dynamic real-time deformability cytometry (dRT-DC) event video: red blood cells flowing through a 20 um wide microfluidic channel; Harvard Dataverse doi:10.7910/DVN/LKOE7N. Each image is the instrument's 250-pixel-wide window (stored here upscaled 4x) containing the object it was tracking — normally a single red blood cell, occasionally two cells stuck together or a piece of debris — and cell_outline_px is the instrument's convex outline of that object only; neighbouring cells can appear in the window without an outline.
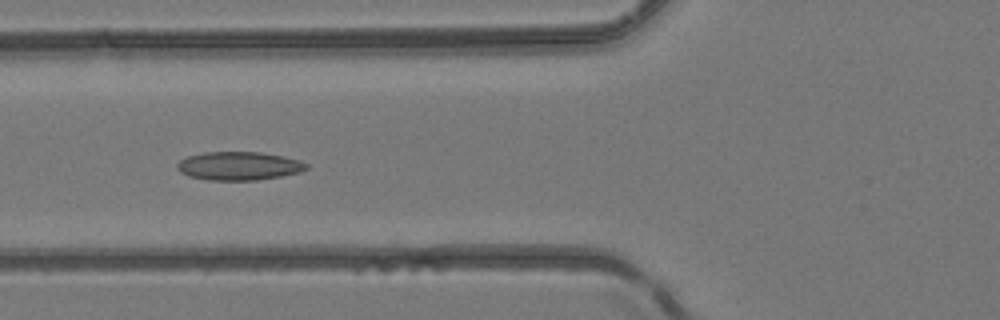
{"species": "common noctule bat (a hibernating species)", "species_latin": "Nyctalus noctula", "temperature_condition": "room temperature", "stored_images_in_passage": 5, "camera_frame_rate_fps": 3000, "um_per_image_px": 0.085, "animal": {"sex": "female", "body_mass_g": 24.6, "forearm_length_mm": 56.2}, "frame": {"image": 1, "passage_image": 5, "time_ms": 6.0, "image_size_px": [1000, 320], "cell_outline_px": [[308, 168], [300, 172], [280, 176], [256, 180], [208, 180], [188, 176], [180, 172], [176, 168], [176, 164], [180, 160], [188, 156], [204, 152], [260, 152], [284, 156], [300, 160], [308, 164]], "centroid_in_image_um": [20.3, 14.1], "position_along_channel_um": 105.5, "area_um2": 21.5}}